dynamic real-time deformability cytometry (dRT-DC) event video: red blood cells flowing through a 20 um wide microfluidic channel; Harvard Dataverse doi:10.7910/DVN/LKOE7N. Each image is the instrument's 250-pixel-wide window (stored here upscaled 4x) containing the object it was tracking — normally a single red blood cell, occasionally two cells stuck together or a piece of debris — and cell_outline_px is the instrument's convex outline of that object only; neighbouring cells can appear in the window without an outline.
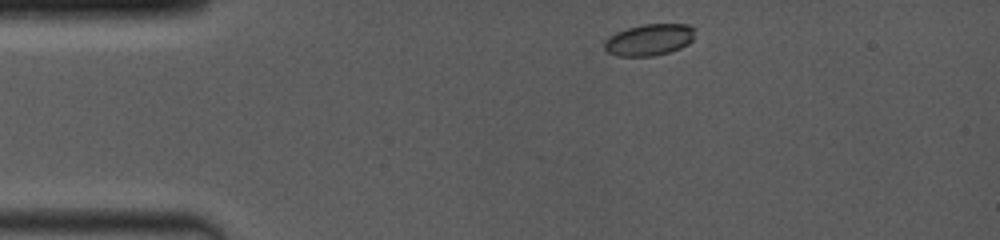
{"species": "common noctule bat (a hibernating species)", "species_latin": "Nyctalus noctula", "temperature_condition": "room temperature", "stored_images_in_passage": 35, "camera_frame_rate_fps": 4000, "um_per_image_px": 0.085, "animal": {"sex": "female", "body_mass_g": 19.0, "forearm_length_mm": 53.3}, "frame": {"image": 1, "passage_image": 1, "time_ms": 0.0, "image_size_px": [1000, 240], "cell_outline_px": [[692, 40], [688, 44], [680, 48], [668, 52], [652, 56], [620, 56], [608, 52], [604, 48], [604, 40], [608, 36], [616, 32], [628, 28], [644, 24], [688, 24], [692, 28]], "centroid_in_image_um": [55.14, 3.38], "position_along_channel_um": 29.9, "area_um2": 16.47}}
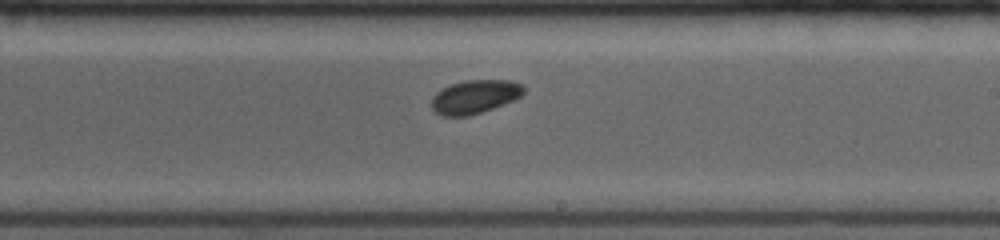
{"frame": {"image": 2, "passage_image": 19, "time_ms": 6.75, "image_size_px": [1000, 240], "cell_outline_px": [[524, 92], [520, 96], [512, 100], [492, 108], [468, 116], [440, 116], [432, 108], [432, 96], [436, 92], [452, 84], [464, 80], [508, 80], [520, 84], [524, 88]], "centroid_in_image_um": [40.32, 8.22], "position_along_channel_um": 248.7, "area_um2": 17.74}}
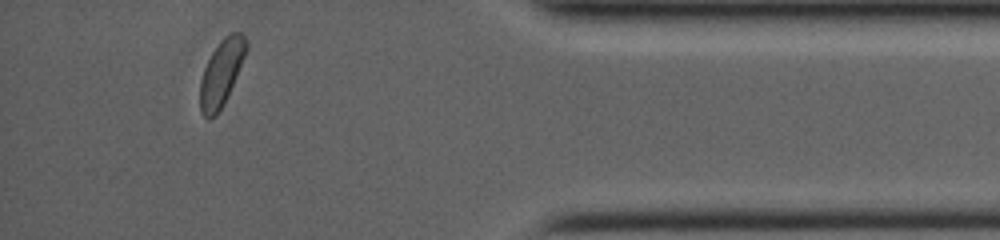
{"frame": {"image": 3, "passage_image": 32, "time_ms": 11.5, "image_size_px": [1000, 240], "cell_outline_px": [[248, 48], [224, 104], [216, 116], [208, 120], [200, 112], [200, 80], [204, 68], [212, 52], [220, 40], [224, 36], [232, 32], [240, 32], [244, 36], [248, 44]], "centroid_in_image_um": [18.81, 6.21], "position_along_channel_um": 416.4, "area_um2": 17.74}, "authors_computed_cell_mechanics": {"area_um2": 17.7446, "velocity_mm_per_s": 4.0578, "shape_relaxation_time_tau1_ms": 1.5868, "shape_relaxation_time_tau2_ms": null, "deformation_change_tau1": 0.0517, "deformation_change_tau2": null}}